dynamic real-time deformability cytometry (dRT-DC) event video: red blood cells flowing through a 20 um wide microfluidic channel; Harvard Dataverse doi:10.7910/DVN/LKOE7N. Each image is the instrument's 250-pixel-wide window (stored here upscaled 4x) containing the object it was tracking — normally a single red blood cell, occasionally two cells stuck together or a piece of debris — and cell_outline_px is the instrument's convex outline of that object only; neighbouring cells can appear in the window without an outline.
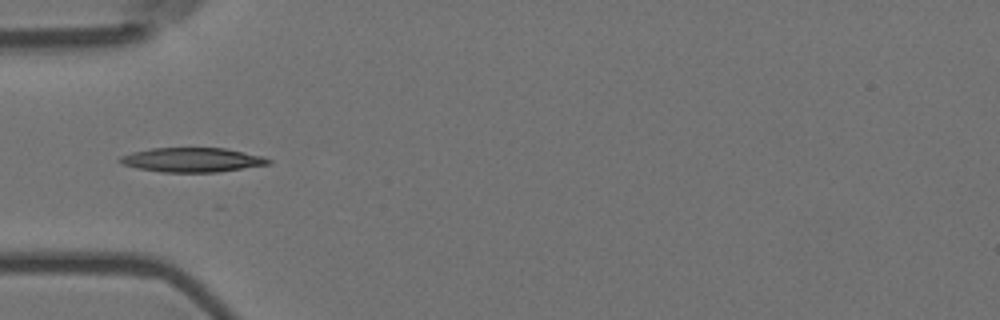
{"species": "Egyptian fruit bat (a non-hibernating species)", "species_latin": "Rousettus aegyptiacus", "temperature_condition": "room temperature", "stored_images_in_passage": 8, "camera_frame_rate_fps": 3000, "um_per_image_px": 0.085, "animal": {"sex": "female"}, "frame": {"image": 1, "passage_image": 1, "time_ms": 0.0, "image_size_px": [1000, 320], "cell_outline_px": [[272, 164], [216, 172], [160, 172], [136, 168], [120, 164], [116, 160], [120, 156], [132, 152], [152, 148], [224, 148], [260, 156], [272, 160]], "centroid_in_image_um": [16.27, 13.59], "position_along_channel_um": 68.7, "area_um2": 21.1}}
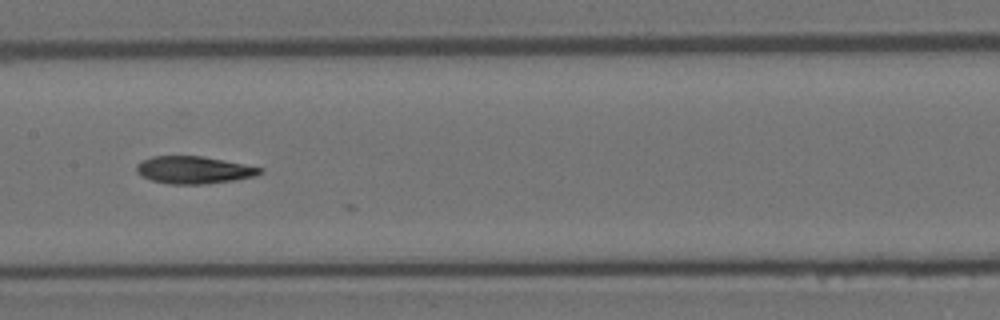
{"frame": {"image": 2, "passage_image": 4, "time_ms": 1.0, "image_size_px": [1000, 320], "cell_outline_px": [[264, 172], [256, 176], [236, 180], [204, 184], [168, 184], [152, 180], [136, 172], [136, 164], [152, 156], [200, 156], [224, 160], [264, 168]], "centroid_in_image_um": [16.52, 14.45], "position_along_channel_um": 190.9, "area_um2": 19.71}}
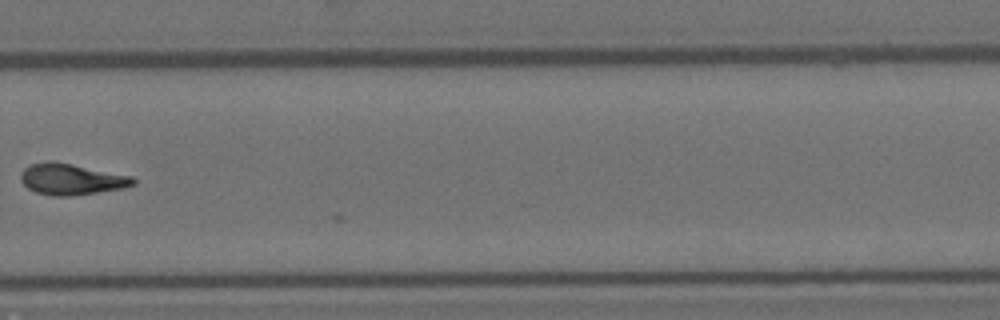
{"frame": {"image": 3, "passage_image": 7, "time_ms": 2.0, "image_size_px": [1000, 320], "cell_outline_px": [[136, 184], [124, 188], [68, 196], [52, 196], [36, 192], [28, 188], [20, 180], [20, 176], [24, 168], [32, 164], [48, 160], [52, 160], [132, 176], [136, 180]], "centroid_in_image_um": [6.06, 15.23], "position_along_channel_um": 323.7, "area_um2": 20.35}}